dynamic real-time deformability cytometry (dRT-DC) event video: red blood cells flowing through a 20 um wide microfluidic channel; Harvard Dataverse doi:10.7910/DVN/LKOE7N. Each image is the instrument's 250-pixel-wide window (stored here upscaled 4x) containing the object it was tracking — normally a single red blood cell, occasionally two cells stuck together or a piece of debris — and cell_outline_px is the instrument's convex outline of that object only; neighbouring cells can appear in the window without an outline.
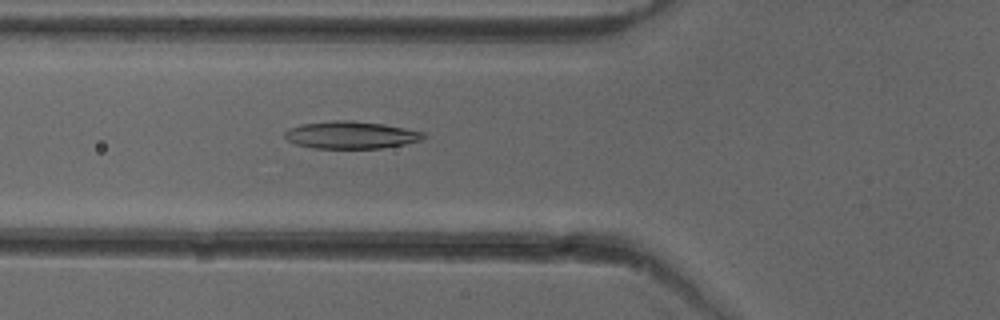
{"species": "common noctule bat (a hibernating species)", "species_latin": "Nyctalus noctula", "temperature_condition": "cold", "stored_images_in_passage": 41, "camera_frame_rate_fps": 3000, "um_per_image_px": 0.085, "animal": {"sex": "female"}, "frame": {"image": 1, "passage_image": 10, "time_ms": 3.0, "image_size_px": [1000, 320], "cell_outline_px": [[428, 136], [420, 140], [404, 144], [380, 148], [312, 148], [296, 144], [288, 140], [284, 136], [284, 132], [288, 128], [300, 124], [332, 120], [352, 120], [384, 124], [424, 132]], "centroid_in_image_um": [29.81, 11.46], "position_along_channel_um": 96.0, "area_um2": 22.2}}
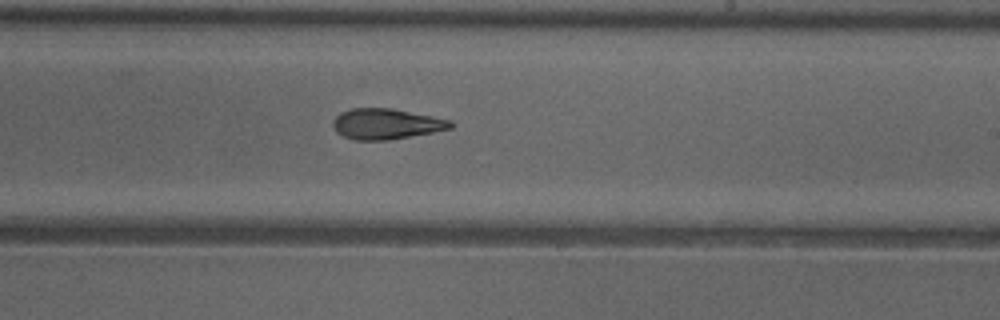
{"frame": {"image": 2, "passage_image": 22, "time_ms": 7.0, "image_size_px": [1000, 320], "cell_outline_px": [[452, 128], [432, 132], [388, 140], [356, 140], [344, 136], [336, 132], [332, 124], [332, 120], [340, 112], [352, 108], [392, 108], [452, 120]], "centroid_in_image_um": [32.8, 10.52], "position_along_channel_um": 256.2, "area_um2": 20.92}}
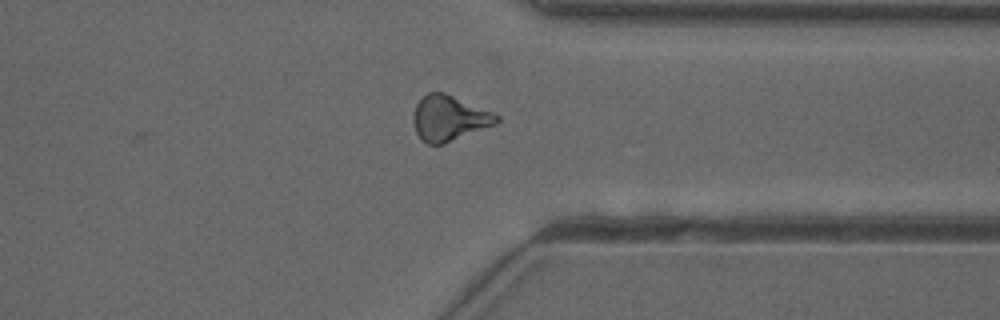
{"frame": {"image": 3, "passage_image": 31, "time_ms": 10.0, "image_size_px": [1000, 320], "cell_outline_px": [[500, 120], [496, 124], [444, 144], [428, 144], [420, 140], [416, 132], [412, 120], [412, 116], [416, 104], [428, 92], [444, 92], [492, 112], [500, 116]], "centroid_in_image_um": [38.15, 10.06], "position_along_channel_um": 373.2, "area_um2": 22.02}, "authors_computed_cell_mechanics": {"area_um2": 21.097, "velocity_mm_per_s": 3.9922, "shape_relaxation_time_tau1_ms": 8.7607, "shape_relaxation_time_tau2_ms": 4.2593, "deformation_change_tau1": 0.2191, "deformation_change_tau2": 0.1314}}